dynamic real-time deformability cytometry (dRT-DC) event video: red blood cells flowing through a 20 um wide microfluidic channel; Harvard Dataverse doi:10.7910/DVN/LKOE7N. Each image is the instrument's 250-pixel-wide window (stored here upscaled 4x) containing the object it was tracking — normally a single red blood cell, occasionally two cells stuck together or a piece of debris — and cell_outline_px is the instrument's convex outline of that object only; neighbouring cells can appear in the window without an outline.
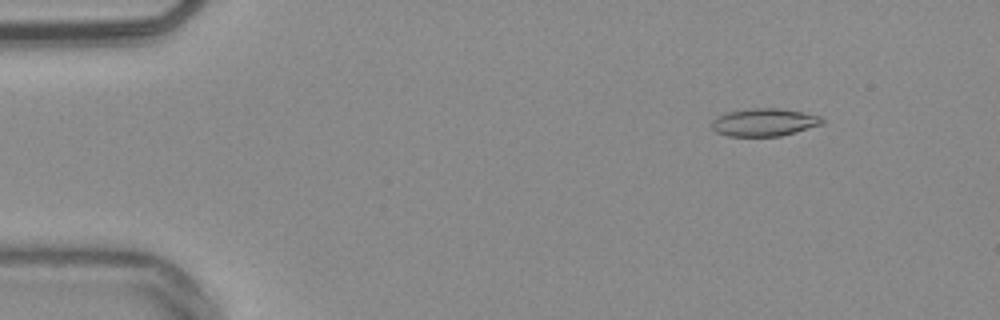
{"species": "common noctule bat (a hibernating species)", "species_latin": "Nyctalus noctula", "temperature_condition": "warm", "stored_images_in_passage": 52, "camera_frame_rate_fps": 3000, "um_per_image_px": 0.085, "animal": {"sex": "male", "body_mass_g": 20.4}, "frame": {"image": 1, "passage_image": 5, "time_ms": 1.333, "image_size_px": [1000, 320], "cell_outline_px": [[824, 120], [820, 124], [780, 136], [728, 136], [716, 132], [712, 128], [712, 120], [716, 116], [724, 112], [752, 108], [776, 108], [804, 112], [820, 116]], "centroid_in_image_um": [64.89, 10.38], "position_along_channel_um": 20.1, "area_um2": 17.74}}
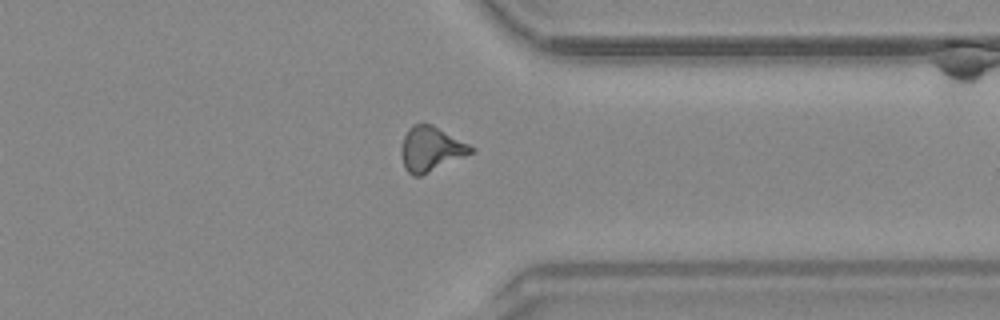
{"frame": {"image": 2, "passage_image": 40, "time_ms": 13.0, "image_size_px": [1000, 320], "cell_outline_px": [[476, 152], [420, 176], [412, 176], [404, 168], [400, 152], [400, 148], [404, 136], [408, 128], [412, 124], [424, 120], [432, 124], [476, 148]], "centroid_in_image_um": [36.61, 12.64], "position_along_channel_um": 374.8, "area_um2": 18.67}}
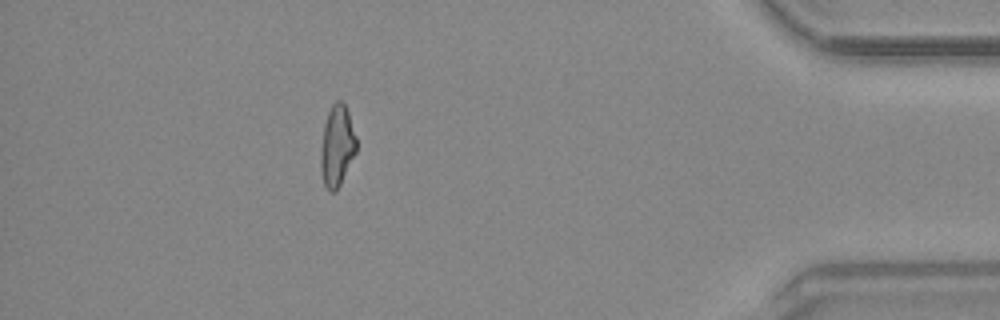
{"frame": {"image": 3, "passage_image": 46, "time_ms": 15.0, "image_size_px": [1000, 320], "cell_outline_px": [[356, 152], [336, 192], [328, 192], [324, 184], [320, 172], [320, 152], [324, 124], [328, 112], [332, 104], [336, 100], [344, 100], [356, 136]], "centroid_in_image_um": [28.63, 12.4], "position_along_channel_um": 406.6, "area_um2": 17.05}, "authors_computed_cell_mechanics": {"area_um2": 17.3689, "velocity_mm_per_s": 3.8413, "shape_relaxation_time_tau1_ms": null, "shape_relaxation_time_tau2_ms": 3.233, "deformation_change_tau1": null, "deformation_change_tau2": 0.1276}}